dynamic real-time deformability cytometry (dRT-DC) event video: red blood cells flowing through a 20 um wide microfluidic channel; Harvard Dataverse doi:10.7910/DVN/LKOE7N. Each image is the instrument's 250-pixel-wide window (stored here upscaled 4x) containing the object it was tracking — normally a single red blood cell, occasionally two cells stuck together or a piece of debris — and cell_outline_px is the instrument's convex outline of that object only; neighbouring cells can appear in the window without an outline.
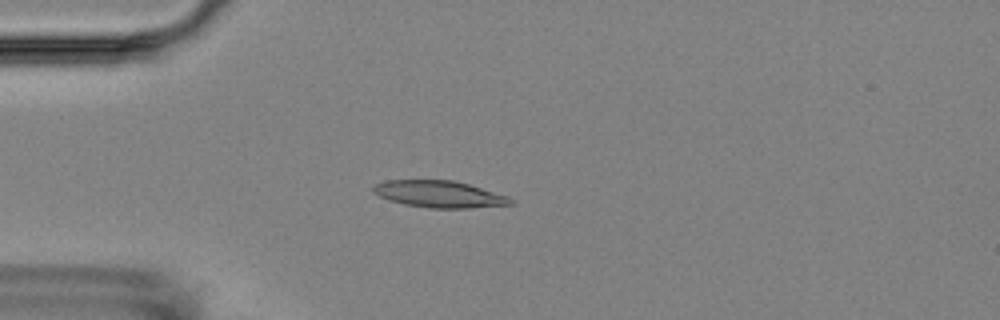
{"species": "Egyptian fruit bat (a non-hibernating species)", "species_latin": "Rousettus aegyptiacus", "temperature_condition": "room temperature", "stored_images_in_passage": 5, "camera_frame_rate_fps": 3000, "um_per_image_px": 0.085, "animal": {"sex": "female"}, "frame": {"image": 1, "passage_image": 3, "time_ms": 2.333, "image_size_px": [1000, 320], "cell_outline_px": [[516, 204], [472, 208], [428, 208], [404, 204], [388, 200], [372, 192], [372, 188], [376, 184], [384, 180], [452, 180], [468, 184], [508, 196], [516, 200]], "centroid_in_image_um": [37.36, 16.51], "position_along_channel_um": 47.6, "area_um2": 21.62}}